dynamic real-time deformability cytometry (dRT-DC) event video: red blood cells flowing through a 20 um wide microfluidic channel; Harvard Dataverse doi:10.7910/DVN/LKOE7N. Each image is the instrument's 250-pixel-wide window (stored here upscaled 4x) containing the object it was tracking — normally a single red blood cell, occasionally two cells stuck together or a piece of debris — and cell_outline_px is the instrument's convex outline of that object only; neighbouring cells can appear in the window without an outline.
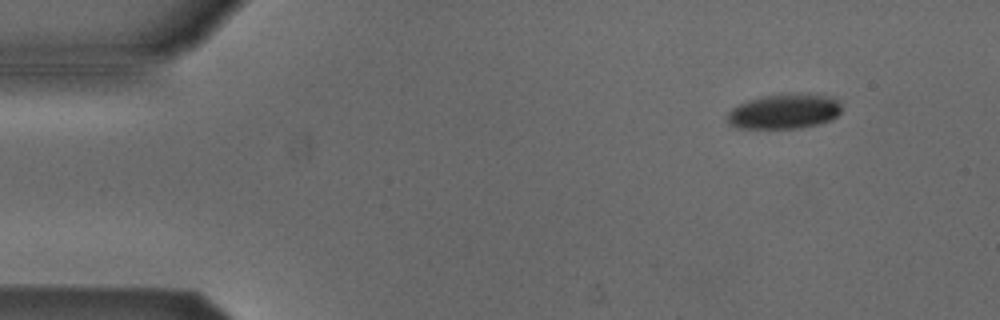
{"species": "Egyptian fruit bat (a non-hibernating species)", "species_latin": "Rousettus aegyptiacus", "temperature_condition": "cold", "stored_images_in_passage": 6, "camera_frame_rate_fps": 3000, "um_per_image_px": 0.085, "animal": {"sex": "male"}, "frame": {"image": 1, "passage_image": 1, "time_ms": 0.0, "image_size_px": [1000, 320], "cell_outline_px": [[840, 112], [832, 120], [820, 124], [800, 128], [736, 128], [724, 116], [732, 108], [748, 100], [760, 96], [808, 92], [832, 96], [840, 100]], "centroid_in_image_um": [66.71, 9.45], "position_along_channel_um": 18.3, "area_um2": 23.7}}
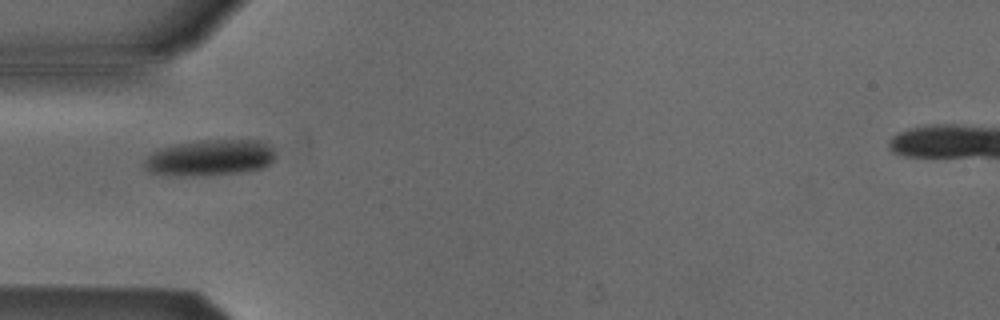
{"frame": {"image": 2, "passage_image": 4, "time_ms": 3.667, "image_size_px": [1000, 320], "cell_outline_px": [[276, 156], [264, 168], [244, 172], [204, 176], [168, 176], [148, 172], [144, 168], [144, 160], [156, 148], [172, 144], [200, 140], [260, 140], [272, 144], [276, 148]], "centroid_in_image_um": [17.85, 13.41], "position_along_channel_um": 67.2, "area_um2": 28.55}}
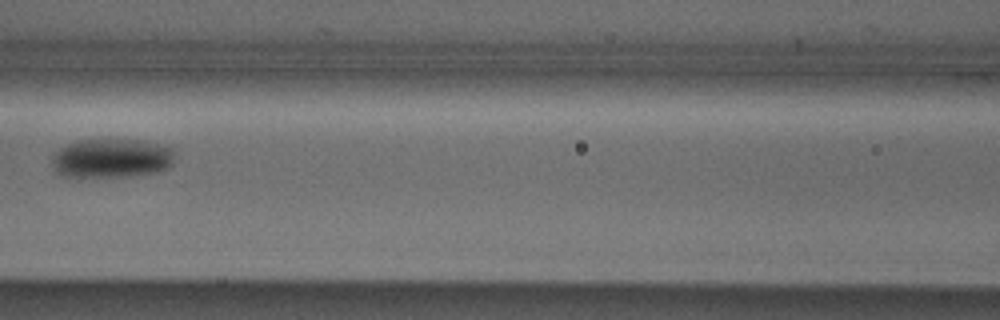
{"frame": {"image": 3, "passage_image": 6, "time_ms": 6.0, "image_size_px": [1000, 320], "cell_outline_px": [[172, 164], [168, 168], [156, 172], [132, 176], [64, 176], [56, 172], [52, 164], [52, 156], [60, 148], [76, 140], [144, 140], [160, 144], [172, 148]], "centroid_in_image_um": [9.48, 13.44], "position_along_channel_um": 157.1, "area_um2": 27.8}}